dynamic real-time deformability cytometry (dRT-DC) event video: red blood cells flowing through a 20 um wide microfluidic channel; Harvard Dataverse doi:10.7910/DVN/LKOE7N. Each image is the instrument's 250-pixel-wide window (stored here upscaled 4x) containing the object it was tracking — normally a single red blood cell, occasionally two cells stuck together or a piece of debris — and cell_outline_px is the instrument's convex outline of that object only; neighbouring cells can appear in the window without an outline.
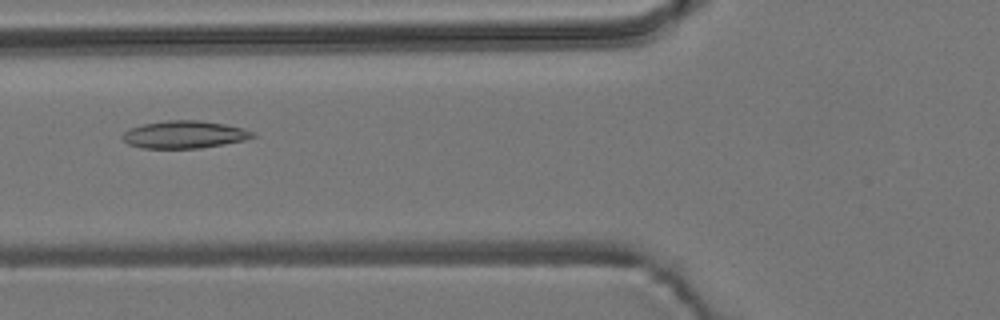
{"species": "common noctule bat (a hibernating species)", "species_latin": "Nyctalus noctula", "temperature_condition": "room temperature", "stored_images_in_passage": 48, "camera_frame_rate_fps": 3000, "um_per_image_px": 0.085, "animal": {"sex": "male", "body_mass_g": 19.2, "forearm_length_mm": 51.8}, "frame": {"image": 1, "passage_image": 14, "time_ms": 4.333, "image_size_px": [1000, 320], "cell_outline_px": [[256, 136], [244, 140], [224, 144], [200, 148], [140, 148], [128, 144], [120, 136], [128, 128], [144, 124], [168, 120], [200, 120], [224, 124], [244, 128], [256, 132]], "centroid_in_image_um": [15.67, 11.43], "position_along_channel_um": 110.1, "area_um2": 20.98}}
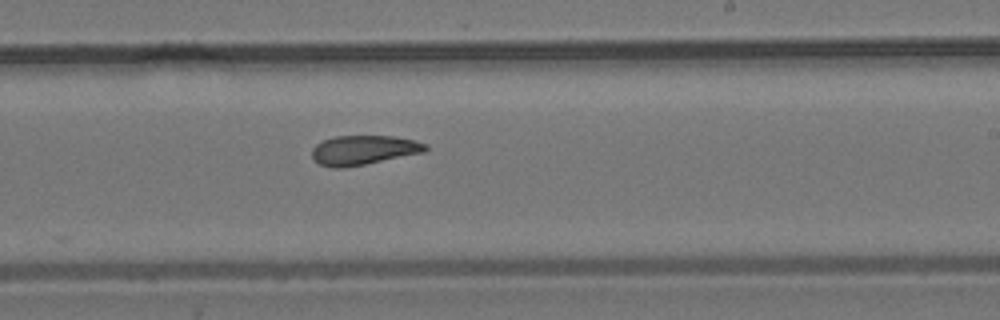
{"frame": {"image": 2, "passage_image": 26, "time_ms": 8.333, "image_size_px": [1000, 320], "cell_outline_px": [[428, 148], [424, 152], [344, 168], [332, 168], [320, 164], [312, 160], [312, 148], [316, 144], [324, 140], [336, 136], [396, 136], [416, 140], [428, 144]], "centroid_in_image_um": [30.9, 12.75], "position_along_channel_um": 258.1, "area_um2": 19.54}}
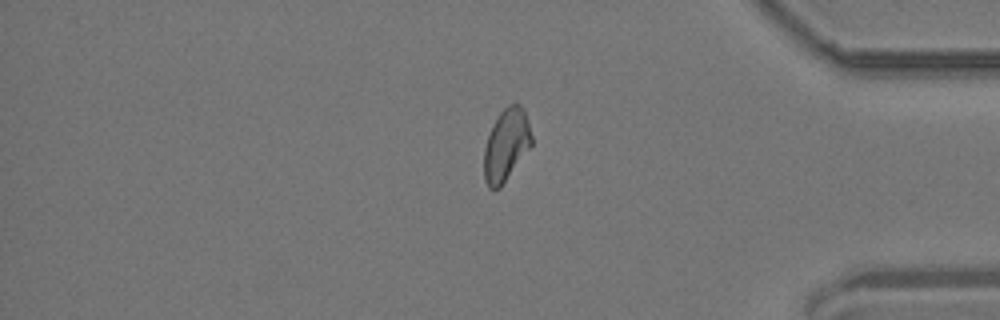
{"frame": {"image": 3, "passage_image": 39, "time_ms": 12.667, "image_size_px": [1000, 320], "cell_outline_px": [[532, 144], [500, 188], [488, 188], [484, 180], [484, 148], [492, 124], [500, 112], [508, 104], [520, 104], [524, 108], [532, 136]], "centroid_in_image_um": [43.02, 12.3], "position_along_channel_um": 392.2, "area_um2": 19.94}, "authors_computed_cell_mechanics": {"area_um2": 19.9988, "velocity_mm_per_s": 3.6958, "shape_relaxation_time_tau1_ms": null, "shape_relaxation_time_tau2_ms": 3.1346, "deformation_change_tau1": null, "deformation_change_tau2": 0.084}}